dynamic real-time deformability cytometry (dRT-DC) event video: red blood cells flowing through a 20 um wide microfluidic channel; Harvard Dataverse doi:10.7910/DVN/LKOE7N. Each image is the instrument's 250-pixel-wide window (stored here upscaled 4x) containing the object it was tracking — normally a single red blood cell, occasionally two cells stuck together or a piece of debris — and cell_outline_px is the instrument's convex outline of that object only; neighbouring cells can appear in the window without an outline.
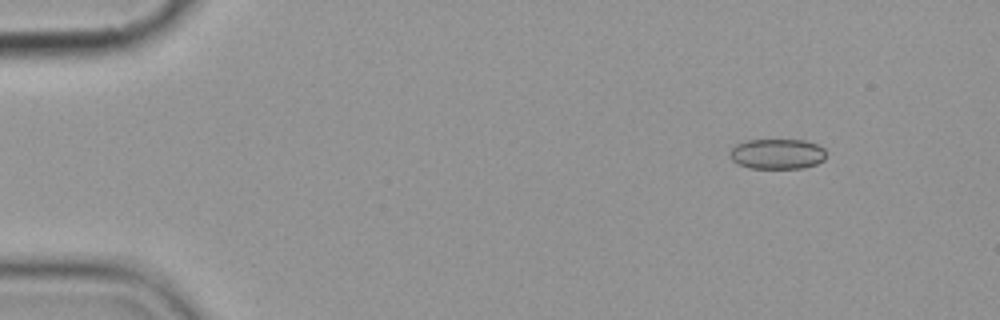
{"species": "common noctule bat (a hibernating species)", "species_latin": "Nyctalus noctula", "temperature_condition": "cold", "stored_images_in_passage": 4, "camera_frame_rate_fps": 3000, "um_per_image_px": 0.085, "animal": {"sex": "female", "body_mass_g": 19.9}, "frame": {"image": 1, "passage_image": 1, "time_ms": 0.0, "image_size_px": [1000, 320], "cell_outline_px": [[824, 160], [816, 164], [800, 168], [748, 168], [732, 160], [728, 156], [728, 152], [736, 144], [744, 140], [804, 140], [816, 144], [824, 148]], "centroid_in_image_um": [66.02, 13.08], "position_along_channel_um": 19.0, "area_um2": 16.99}}
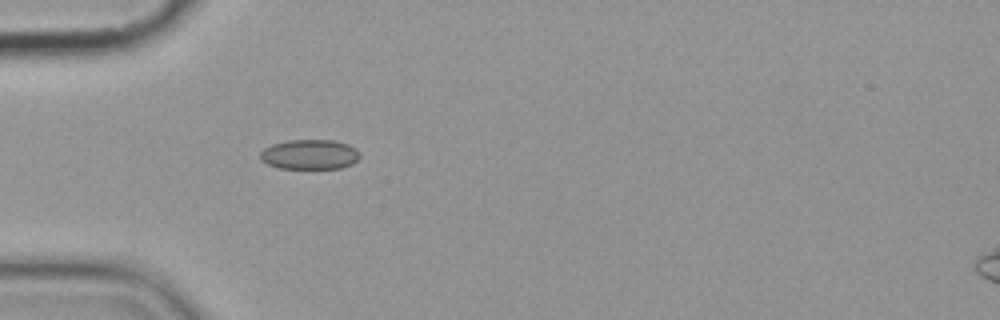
{"frame": {"image": 2, "passage_image": 4, "time_ms": 3.667, "image_size_px": [1000, 320], "cell_outline_px": [[360, 156], [352, 164], [340, 168], [280, 168], [268, 164], [260, 160], [260, 152], [264, 148], [272, 144], [288, 140], [332, 140], [348, 144], [356, 148], [360, 152]], "centroid_in_image_um": [26.32, 13.12], "position_along_channel_um": 58.7, "area_um2": 17.34}}